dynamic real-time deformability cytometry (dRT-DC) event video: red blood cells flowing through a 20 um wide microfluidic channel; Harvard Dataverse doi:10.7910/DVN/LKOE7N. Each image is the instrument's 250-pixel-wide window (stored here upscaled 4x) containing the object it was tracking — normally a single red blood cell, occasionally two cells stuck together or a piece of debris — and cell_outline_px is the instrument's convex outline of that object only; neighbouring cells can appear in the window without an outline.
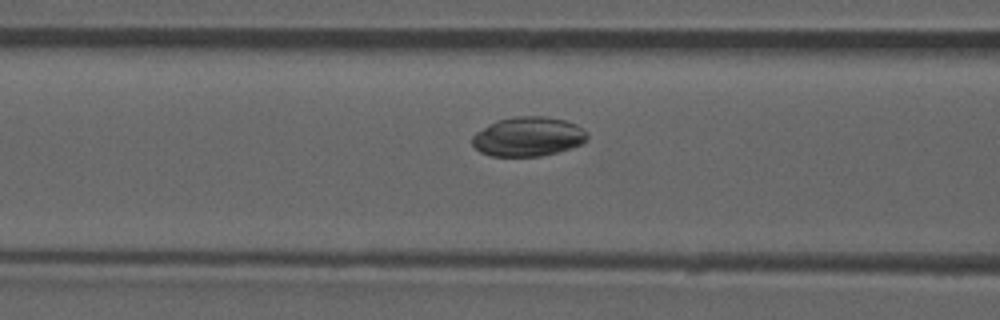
{"species": "common noctule bat (a hibernating species)", "species_latin": "Nyctalus noctula", "temperature_condition": "room temperature", "stored_images_in_passage": 44, "camera_frame_rate_fps": 3000, "um_per_image_px": 0.085, "animal": {"sex": "male", "forearm_length_mm": 52.5}, "frame": {"image": 1, "passage_image": 13, "time_ms": 4.0, "image_size_px": [1000, 320], "cell_outline_px": [[588, 136], [584, 144], [572, 148], [540, 156], [492, 156], [480, 152], [472, 144], [472, 136], [476, 132], [496, 120], [516, 116], [544, 116], [564, 120], [576, 124], [588, 132]], "centroid_in_image_um": [44.91, 11.61], "position_along_channel_um": 121.7, "area_um2": 26.53}, "authors_computed_cell_mechanics": {"area_um2": 26.8481, "velocity_mm_per_s": 3.8834, "shape_relaxation_time_tau1_ms": 9.311, "shape_relaxation_time_tau2_ms": null, "deformation_change_tau1": null, "deformation_change_tau2": null}}